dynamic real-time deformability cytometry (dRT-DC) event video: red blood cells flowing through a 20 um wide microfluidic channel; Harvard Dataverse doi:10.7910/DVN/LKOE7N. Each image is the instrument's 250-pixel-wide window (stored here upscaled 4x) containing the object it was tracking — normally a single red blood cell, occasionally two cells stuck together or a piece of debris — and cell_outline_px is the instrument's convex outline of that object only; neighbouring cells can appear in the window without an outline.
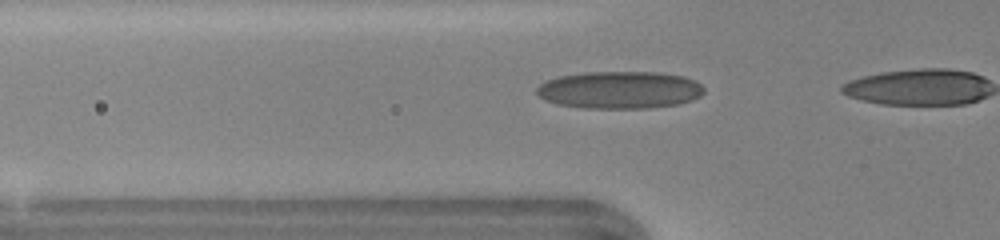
{"species": "human", "species_latin": "Homo sapiens", "temperature_condition": "warm", "stored_images_in_passage": 3, "camera_frame_rate_fps": 3000, "um_per_image_px": 0.085, "donor": {"sex": "female"}, "frame": {"image": 1, "passage_image": 2, "time_ms": 0.333, "image_size_px": [1000, 240], "cell_outline_px": [[704, 92], [700, 96], [692, 100], [676, 104], [648, 108], [584, 108], [556, 104], [544, 100], [536, 92], [536, 88], [540, 84], [548, 80], [560, 76], [588, 72], [656, 72], [684, 76], [696, 80], [704, 88]], "centroid_in_image_um": [52.68, 7.64], "position_along_channel_um": 73.1, "area_um2": 36.47}}